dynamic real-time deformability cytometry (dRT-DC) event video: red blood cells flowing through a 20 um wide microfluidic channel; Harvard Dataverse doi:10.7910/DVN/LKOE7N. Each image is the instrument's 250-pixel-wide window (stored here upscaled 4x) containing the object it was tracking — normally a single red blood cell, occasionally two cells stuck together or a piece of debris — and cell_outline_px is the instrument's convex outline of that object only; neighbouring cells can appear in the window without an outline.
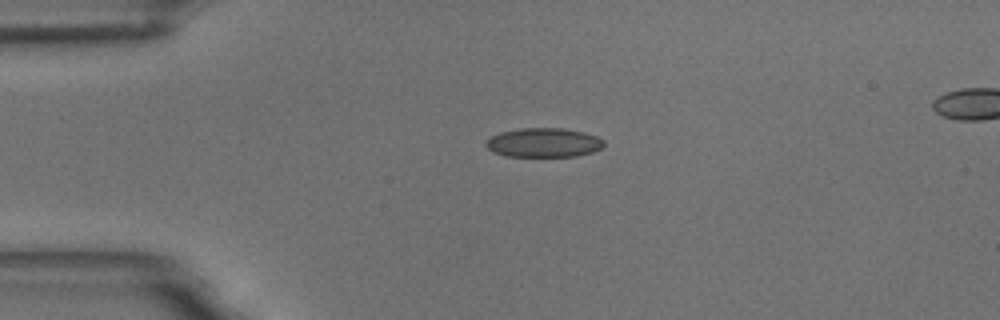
{"species": "common noctule bat (a hibernating species)", "species_latin": "Nyctalus noctula", "temperature_condition": "room temperature", "stored_images_in_passage": 45, "segment_of_instrument_passage": [1, 2], "camera_frame_rate_fps": 3000, "um_per_image_px": 0.085, "animal": {"sex": "male", "body_mass_g": 18.8}, "frame": {"image": 1, "passage_image": 1, "time_ms": 0.0, "image_size_px": [1000, 320], "cell_outline_px": [[604, 144], [600, 148], [592, 152], [576, 156], [504, 156], [492, 152], [484, 144], [492, 136], [500, 132], [520, 128], [560, 128], [584, 132], [596, 136], [604, 140]], "centroid_in_image_um": [46.19, 12.12], "position_along_channel_um": 38.8, "area_um2": 20.0}}
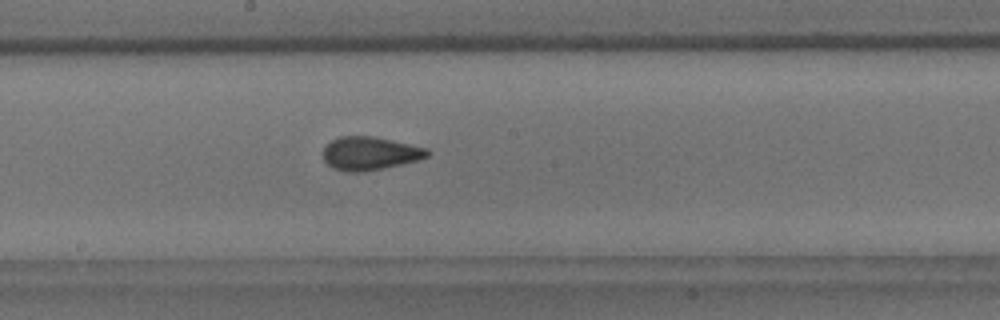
{"frame": {"image": 2, "passage_image": 18, "time_ms": 5.667, "image_size_px": [1000, 320], "cell_outline_px": [[432, 152], [428, 156], [420, 160], [360, 172], [348, 172], [332, 168], [324, 160], [324, 148], [332, 140], [340, 136], [376, 136], [428, 148]], "centroid_in_image_um": [31.48, 13.02], "position_along_channel_um": 216.7, "area_um2": 20.23}}
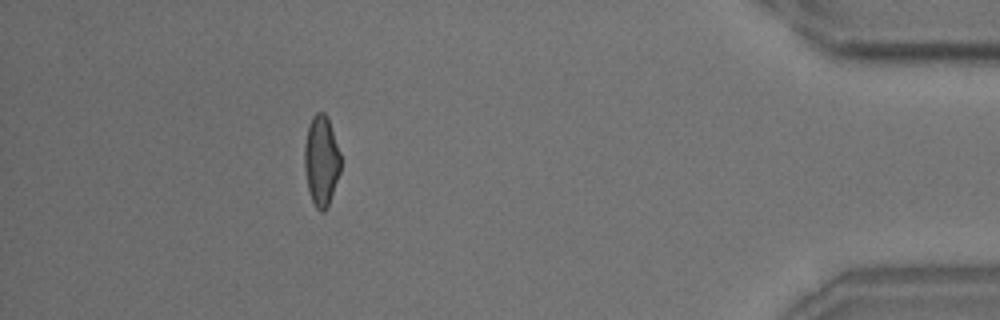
{"frame": {"image": 3, "passage_image": 38, "time_ms": 12.333, "image_size_px": [1000, 320], "cell_outline_px": [[340, 172], [328, 204], [324, 212], [320, 212], [316, 208], [312, 200], [308, 188], [304, 168], [304, 144], [308, 124], [312, 116], [316, 112], [324, 112], [328, 116], [340, 152]], "centroid_in_image_um": [27.3, 13.61], "position_along_channel_um": 407.9, "area_um2": 19.13}}